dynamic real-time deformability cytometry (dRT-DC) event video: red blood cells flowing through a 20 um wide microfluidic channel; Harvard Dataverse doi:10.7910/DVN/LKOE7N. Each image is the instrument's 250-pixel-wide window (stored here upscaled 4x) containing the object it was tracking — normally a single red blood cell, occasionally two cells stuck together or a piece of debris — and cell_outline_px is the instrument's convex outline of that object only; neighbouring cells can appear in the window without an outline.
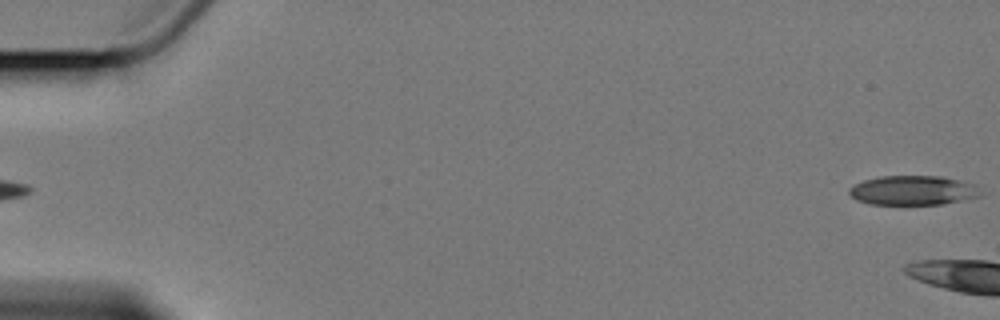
{"species": "Egyptian fruit bat (a non-hibernating species)", "species_latin": "Rousettus aegyptiacus", "temperature_condition": "cold", "stored_images_in_passage": 3, "camera_frame_rate_fps": 3000, "um_per_image_px": 0.085, "animal": {"sex": "female"}, "frame": {"image": 1, "passage_image": 3, "time_ms": 3.333, "image_size_px": [1000, 320], "cell_outline_px": [[980, 196], [964, 200], [944, 204], [868, 204], [856, 200], [848, 192], [848, 188], [852, 184], [864, 180], [880, 176], [940, 176], [960, 180], [972, 184], [980, 192]], "centroid_in_image_um": [77.54, 16.18], "position_along_channel_um": 7.5, "area_um2": 22.54}}